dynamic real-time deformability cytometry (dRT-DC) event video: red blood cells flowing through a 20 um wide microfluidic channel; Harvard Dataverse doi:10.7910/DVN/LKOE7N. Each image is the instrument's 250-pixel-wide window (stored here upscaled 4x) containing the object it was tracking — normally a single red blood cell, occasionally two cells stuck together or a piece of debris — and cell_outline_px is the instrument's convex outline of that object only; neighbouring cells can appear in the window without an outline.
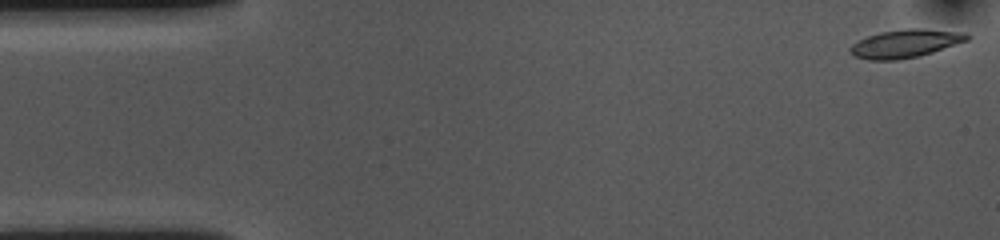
{"species": "common noctule bat (a hibernating species)", "species_latin": "Nyctalus noctula", "temperature_condition": "cold", "stored_images_in_passage": 54, "camera_frame_rate_fps": 3000, "um_per_image_px": 0.085, "animal": {"sex": "female", "body_mass_g": 10.0, "forearm_length_mm": 53.1}, "frame": {"image": 1, "passage_image": 1, "time_ms": 0.0, "image_size_px": [1000, 240], "cell_outline_px": [[972, 36], [968, 40], [920, 56], [896, 60], [868, 60], [856, 56], [848, 52], [848, 48], [852, 44], [868, 36], [880, 32], [908, 28], [924, 28], [964, 32]], "centroid_in_image_um": [76.96, 3.69], "position_along_channel_um": 8.0, "area_um2": 19.25}}
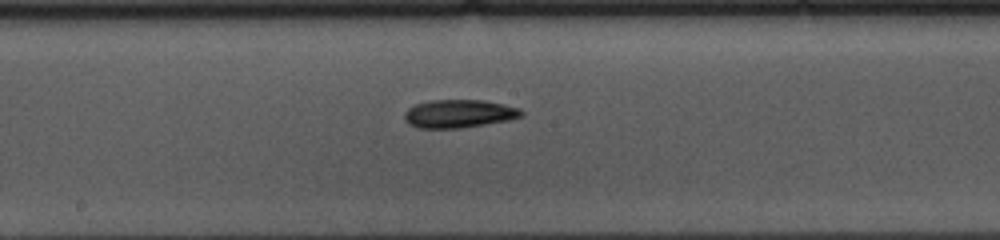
{"frame": {"image": 2, "passage_image": 27, "time_ms": 8.667, "image_size_px": [1000, 240], "cell_outline_px": [[524, 116], [508, 120], [484, 124], [456, 128], [416, 128], [408, 124], [404, 120], [404, 112], [408, 108], [416, 104], [432, 100], [484, 100], [504, 104], [520, 108], [524, 112]], "centroid_in_image_um": [39.0, 9.66], "position_along_channel_um": 209.2, "area_um2": 19.25}}
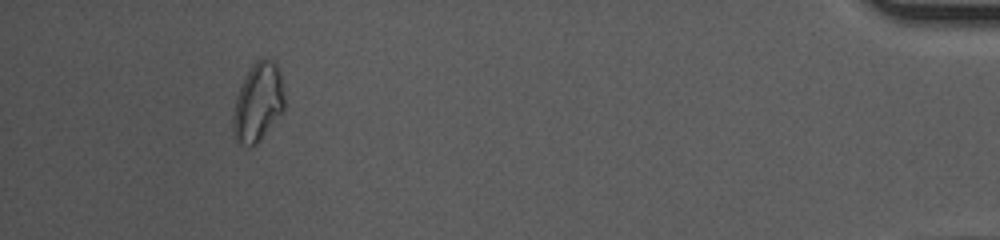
{"frame": {"image": 3, "passage_image": 50, "time_ms": 16.333, "image_size_px": [1000, 240], "cell_outline_px": [[284, 108], [256, 144], [252, 148], [236, 140], [232, 128], [232, 116], [236, 96], [240, 84], [244, 76], [252, 64], [256, 60], [264, 56], [276, 60], [280, 72], [284, 96]], "centroid_in_image_um": [21.91, 8.62], "position_along_channel_um": 413.3, "area_um2": 23.7}, "authors_computed_cell_mechanics": {"area_um2": 18.9584, "velocity_mm_per_s": 3.5924, "shape_relaxation_time_tau1_ms": 6.1594, "shape_relaxation_time_tau2_ms": null, "deformation_change_tau1": 0.1428, "deformation_change_tau2": null}}